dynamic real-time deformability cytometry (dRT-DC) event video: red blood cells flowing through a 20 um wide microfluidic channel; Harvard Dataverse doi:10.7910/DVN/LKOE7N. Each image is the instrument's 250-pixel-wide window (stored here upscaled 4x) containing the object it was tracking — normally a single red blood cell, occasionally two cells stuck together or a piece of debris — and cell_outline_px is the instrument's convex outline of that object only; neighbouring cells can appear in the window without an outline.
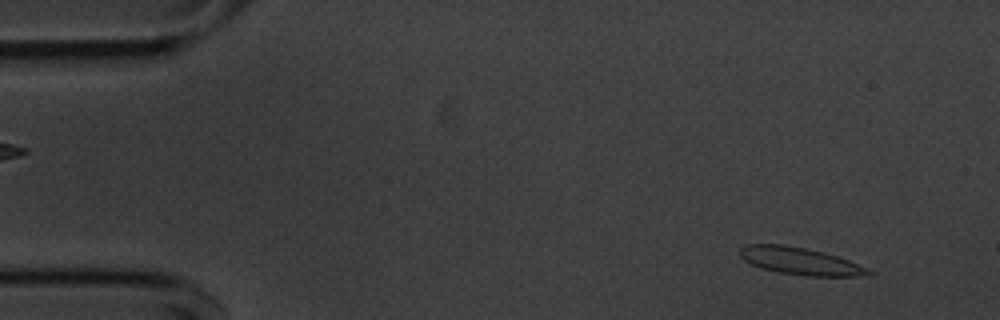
{"species": "common noctule bat (a hibernating species)", "species_latin": "Nyctalus noctula", "temperature_condition": "cold", "stored_images_in_passage": 54, "camera_frame_rate_fps": 3000, "um_per_image_px": 0.085, "animal": {"sex": "male", "body_mass_g": 20.1, "forearm_length_mm": 53.5}, "frame": {"image": 1, "passage_image": 4, "time_ms": 1.0, "image_size_px": [1000, 320], "cell_outline_px": [[876, 272], [864, 276], [804, 276], [780, 272], [760, 268], [744, 260], [740, 256], [740, 248], [744, 244], [784, 244], [824, 252], [848, 260], [868, 268]], "centroid_in_image_um": [68.02, 22.19], "position_along_channel_um": 17.0, "area_um2": 20.46}}
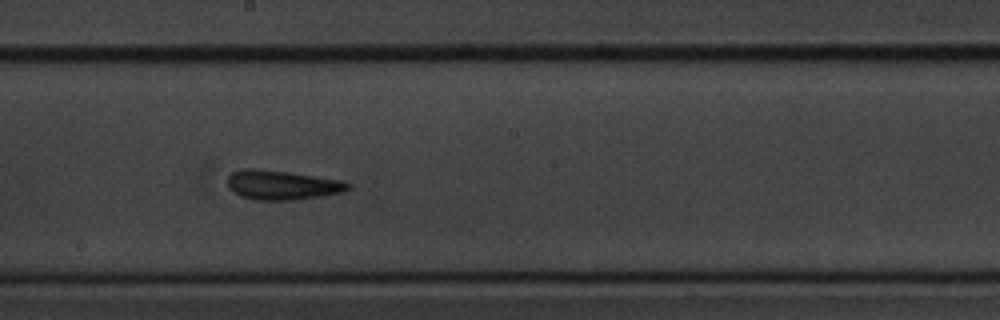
{"frame": {"image": 2, "passage_image": 29, "time_ms": 9.333, "image_size_px": [1000, 320], "cell_outline_px": [[352, 184], [344, 192], [320, 196], [292, 200], [252, 200], [240, 196], [232, 192], [228, 188], [228, 176], [232, 172], [244, 168], [256, 168], [288, 172], [344, 180]], "centroid_in_image_um": [23.96, 15.72], "position_along_channel_um": 224.2, "area_um2": 20.87}}
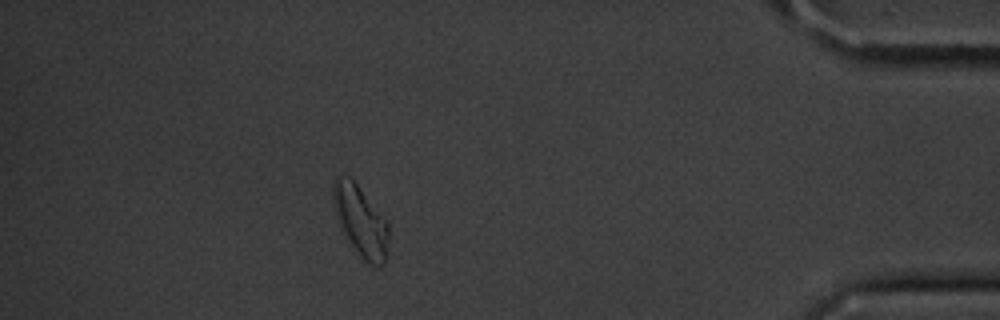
{"frame": {"image": 3, "passage_image": 48, "time_ms": 15.667, "image_size_px": [1000, 320], "cell_outline_px": [[388, 240], [384, 260], [380, 268], [368, 264], [348, 244], [336, 216], [332, 200], [332, 180], [336, 176], [348, 176], [356, 184], [388, 220]], "centroid_in_image_um": [30.62, 18.78], "position_along_channel_um": 404.6, "area_um2": 23.06}, "authors_computed_cell_mechanics": {"area_um2": 20.23, "velocity_mm_per_s": 3.6002, "shape_relaxation_time_tau1_ms": 4.5708, "shape_relaxation_time_tau2_ms": 2.4447, "deformation_change_tau1": 0.1252, "deformation_change_tau2": 0.0896}}